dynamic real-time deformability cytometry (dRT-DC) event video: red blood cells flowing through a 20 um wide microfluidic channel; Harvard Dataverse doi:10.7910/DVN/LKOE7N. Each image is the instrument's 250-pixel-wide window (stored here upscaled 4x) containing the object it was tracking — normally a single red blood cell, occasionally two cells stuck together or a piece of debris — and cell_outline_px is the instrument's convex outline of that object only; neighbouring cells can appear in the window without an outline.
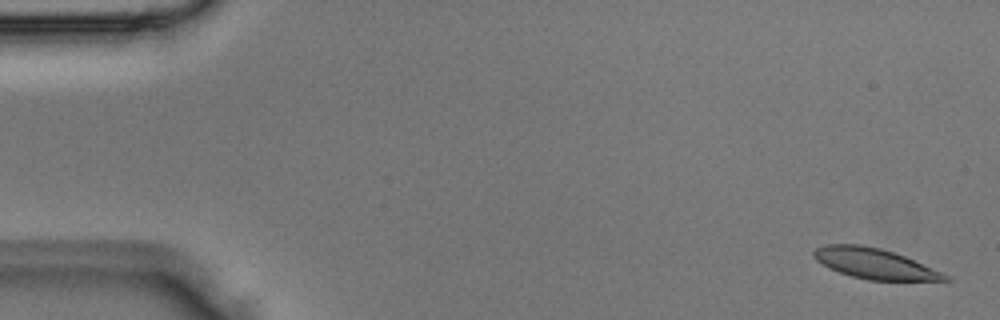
{"species": "Egyptian fruit bat (a non-hibernating species)", "species_latin": "Rousettus aegyptiacus", "temperature_condition": "room temperature", "stored_images_in_passage": 3, "camera_frame_rate_fps": 3000, "um_per_image_px": 0.085, "animal": {"sex": "male"}, "frame": {"image": 1, "passage_image": 1, "time_ms": 0.0, "image_size_px": [1000, 320], "cell_outline_px": [[952, 280], [868, 280], [852, 276], [840, 272], [816, 260], [812, 252], [816, 248], [824, 244], [860, 244], [880, 248], [904, 256], [940, 272], [948, 276]], "centroid_in_image_um": [74.28, 22.39], "position_along_channel_um": 10.7, "area_um2": 22.66}}